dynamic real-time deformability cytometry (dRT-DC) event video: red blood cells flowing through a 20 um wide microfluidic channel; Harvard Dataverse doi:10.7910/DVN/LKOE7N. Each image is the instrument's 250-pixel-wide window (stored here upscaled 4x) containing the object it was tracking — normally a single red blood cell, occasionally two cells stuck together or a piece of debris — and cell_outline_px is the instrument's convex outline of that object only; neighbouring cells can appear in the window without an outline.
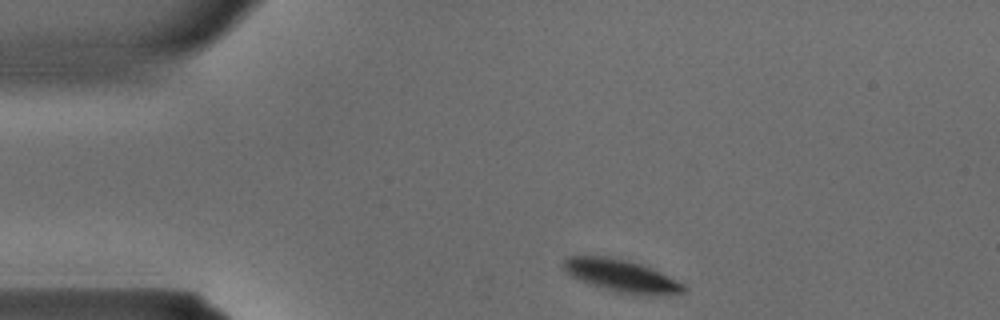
{"species": "common noctule bat (a hibernating species)", "species_latin": "Nyctalus noctula", "temperature_condition": "warm", "stored_images_in_passage": 24, "camera_frame_rate_fps": 3000, "um_per_image_px": 0.085, "animal": {"sex": "male", "body_mass_g": 15.6}, "frame": {"image": 1, "passage_image": 1, "time_ms": 0.0, "image_size_px": [1000, 320], "cell_outline_px": [[688, 288], [684, 292], [648, 296], [636, 296], [616, 292], [580, 280], [572, 276], [560, 264], [568, 256], [604, 256], [624, 260], [640, 264], [652, 268], [684, 284]], "centroid_in_image_um": [52.84, 23.46], "position_along_channel_um": 32.2, "area_um2": 22.54}}
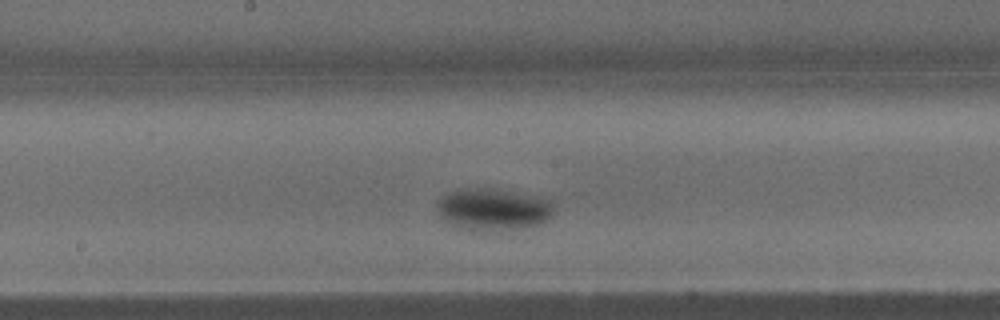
{"frame": {"image": 2, "passage_image": 13, "time_ms": 4.0, "image_size_px": [1000, 320], "cell_outline_px": [[556, 212], [548, 220], [540, 224], [524, 228], [488, 232], [472, 232], [440, 216], [436, 208], [436, 200], [448, 192], [480, 188], [540, 196], [548, 200], [552, 204]], "centroid_in_image_um": [41.96, 17.83], "position_along_channel_um": 206.2, "area_um2": 28.55}}
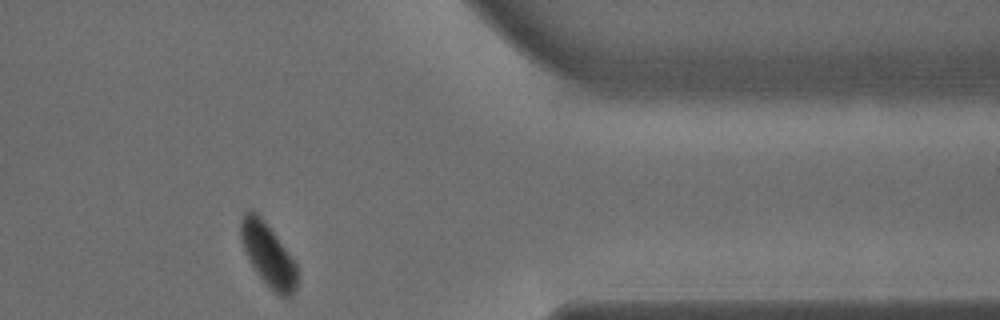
{"frame": {"image": 3, "passage_image": 24, "time_ms": 7.667, "image_size_px": [1000, 320], "cell_outline_px": [[296, 288], [292, 296], [288, 300], [276, 296], [272, 292], [256, 272], [244, 248], [240, 236], [240, 220], [244, 212], [252, 208], [264, 220], [276, 236], [296, 264]], "centroid_in_image_um": [22.78, 21.7], "position_along_channel_um": 388.6, "area_um2": 20.69}}